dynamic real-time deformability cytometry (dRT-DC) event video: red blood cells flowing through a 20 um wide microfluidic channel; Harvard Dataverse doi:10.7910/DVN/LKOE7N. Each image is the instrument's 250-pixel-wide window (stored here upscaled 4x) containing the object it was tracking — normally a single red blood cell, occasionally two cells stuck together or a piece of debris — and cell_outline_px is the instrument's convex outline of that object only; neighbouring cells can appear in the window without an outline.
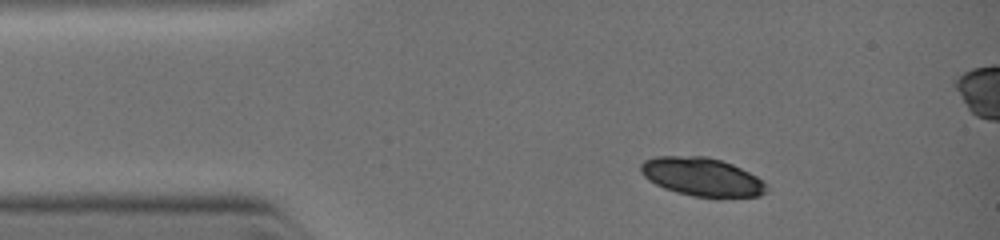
{"species": "common noctule bat (a hibernating species)", "species_latin": "Nyctalus noctula", "temperature_condition": "warm", "stored_images_in_passage": 6, "camera_frame_rate_fps": 3000, "um_per_image_px": 0.085, "animal": {"sex": "female", "body_mass_g": 19.0, "forearm_length_mm": 51.5}, "frame": {"image": 1, "passage_image": 1, "time_ms": 0.0, "image_size_px": [1000, 240], "cell_outline_px": [[768, 192], [760, 196], [720, 200], [716, 200], [692, 196], [676, 192], [664, 188], [648, 180], [640, 172], [640, 164], [644, 160], [656, 156], [704, 156], [720, 160], [732, 164], [756, 176], [768, 188]], "centroid_in_image_um": [59.68, 15.08], "position_along_channel_um": 25.3, "area_um2": 28.84}}
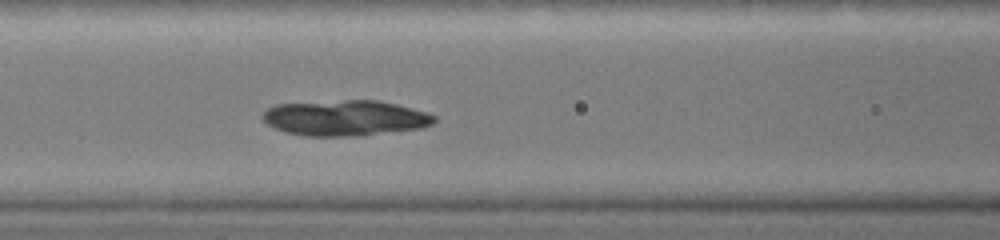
{"frame": {"image": 2, "passage_image": 6, "time_ms": 3.0, "image_size_px": [1000, 240], "cell_outline_px": [[436, 120], [432, 124], [420, 128], [360, 136], [304, 136], [284, 132], [268, 124], [260, 116], [268, 108], [276, 104], [348, 100], [376, 100], [396, 104], [428, 112], [436, 116]], "centroid_in_image_um": [29.34, 10.03], "position_along_channel_um": 137.3, "area_um2": 35.6}}